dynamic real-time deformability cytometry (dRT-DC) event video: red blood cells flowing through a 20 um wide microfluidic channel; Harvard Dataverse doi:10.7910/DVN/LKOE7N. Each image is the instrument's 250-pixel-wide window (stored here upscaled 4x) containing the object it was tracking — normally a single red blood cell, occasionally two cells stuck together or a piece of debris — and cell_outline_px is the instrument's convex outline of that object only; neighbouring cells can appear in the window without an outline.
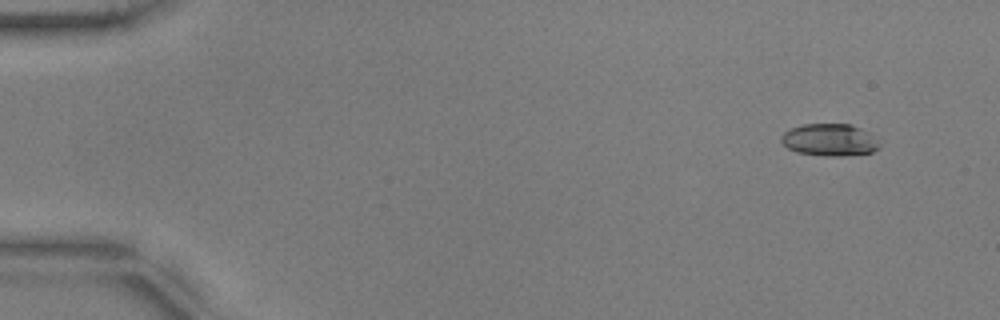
{"species": "common noctule bat (a hibernating species)", "species_latin": "Nyctalus noctula", "temperature_condition": "warm", "stored_images_in_passage": 5, "camera_frame_rate_fps": 3000, "um_per_image_px": 0.085, "animal": {"sex": "male", "body_mass_g": 17.9, "forearm_length_mm": 54.2}, "frame": {"image": 1, "passage_image": 1, "time_ms": 0.0, "image_size_px": [1000, 320], "cell_outline_px": [[880, 148], [872, 152], [840, 156], [824, 156], [796, 152], [788, 148], [780, 140], [780, 136], [784, 132], [792, 128], [804, 124], [852, 124], [860, 128], [880, 144]], "centroid_in_image_um": [70.47, 11.9], "position_along_channel_um": 14.5, "area_um2": 18.21}}